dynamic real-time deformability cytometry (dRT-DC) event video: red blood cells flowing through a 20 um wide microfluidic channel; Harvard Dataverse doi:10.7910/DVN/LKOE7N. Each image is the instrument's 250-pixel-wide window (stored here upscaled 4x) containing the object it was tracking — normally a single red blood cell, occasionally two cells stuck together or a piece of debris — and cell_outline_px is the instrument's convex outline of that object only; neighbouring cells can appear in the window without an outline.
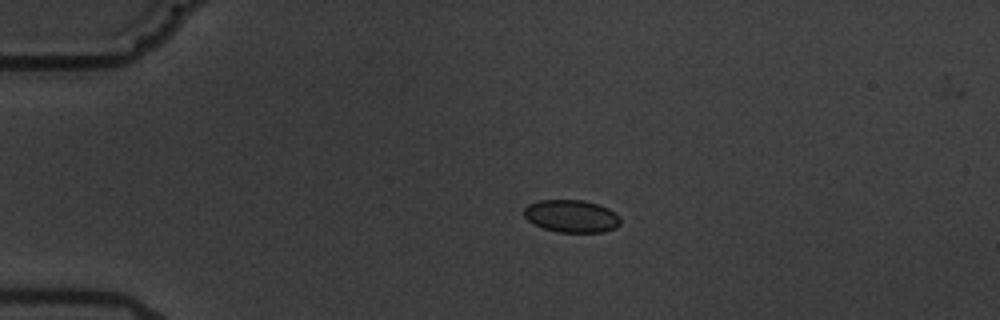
{"species": "common noctule bat (a hibernating species)", "species_latin": "Nyctalus noctula", "temperature_condition": "warm", "stored_images_in_passage": 13, "camera_frame_rate_fps": 3000, "um_per_image_px": 0.085, "animal": {"sex": "male", "body_mass_g": 19.5, "forearm_length_mm": 54.6}, "frame": {"image": 1, "passage_image": 1, "time_ms": 0.0, "image_size_px": [1000, 320], "cell_outline_px": [[620, 224], [616, 228], [604, 232], [556, 232], [544, 228], [528, 220], [524, 216], [524, 208], [528, 204], [540, 200], [584, 200], [608, 208], [616, 212], [620, 216]], "centroid_in_image_um": [48.6, 18.37], "position_along_channel_um": 36.4, "area_um2": 18.32}}
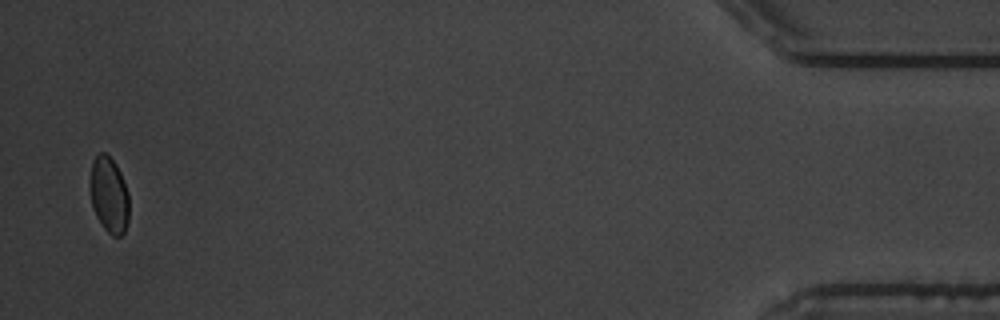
{"frame": {"image": 2, "passage_image": 13, "time_ms": 14.667, "image_size_px": [1000, 320], "cell_outline_px": [[128, 220], [124, 232], [120, 236], [112, 236], [104, 228], [96, 216], [92, 204], [88, 188], [92, 160], [100, 152], [104, 152], [116, 164], [120, 172], [128, 192]], "centroid_in_image_um": [9.24, 16.55], "position_along_channel_um": 426.0, "area_um2": 17.4}, "authors_computed_cell_mechanics": {"area_um2": 18.4382, "velocity_mm_per_s": 3.5143, "shape_relaxation_time_tau1_ms": 1.4105, "shape_relaxation_time_tau2_ms": null, "deformation_change_tau1": 0.0578, "deformation_change_tau2": null}}